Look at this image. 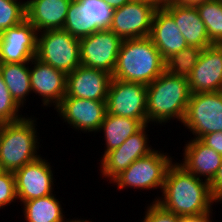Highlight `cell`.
<instances>
[{"mask_svg":"<svg viewBox=\"0 0 222 222\" xmlns=\"http://www.w3.org/2000/svg\"><path fill=\"white\" fill-rule=\"evenodd\" d=\"M122 39L109 28L79 39L80 63L113 74Z\"/></svg>","mask_w":222,"mask_h":222,"instance_id":"cell-9","label":"cell"},{"mask_svg":"<svg viewBox=\"0 0 222 222\" xmlns=\"http://www.w3.org/2000/svg\"><path fill=\"white\" fill-rule=\"evenodd\" d=\"M190 96L188 80L165 70L147 85V124L162 125L171 119L182 123Z\"/></svg>","mask_w":222,"mask_h":222,"instance_id":"cell-3","label":"cell"},{"mask_svg":"<svg viewBox=\"0 0 222 222\" xmlns=\"http://www.w3.org/2000/svg\"><path fill=\"white\" fill-rule=\"evenodd\" d=\"M80 8H85L87 21L97 29L110 27L113 9L104 0H79Z\"/></svg>","mask_w":222,"mask_h":222,"instance_id":"cell-28","label":"cell"},{"mask_svg":"<svg viewBox=\"0 0 222 222\" xmlns=\"http://www.w3.org/2000/svg\"><path fill=\"white\" fill-rule=\"evenodd\" d=\"M30 63H0V73L10 94L20 107L32 93L30 83Z\"/></svg>","mask_w":222,"mask_h":222,"instance_id":"cell-23","label":"cell"},{"mask_svg":"<svg viewBox=\"0 0 222 222\" xmlns=\"http://www.w3.org/2000/svg\"><path fill=\"white\" fill-rule=\"evenodd\" d=\"M183 162L180 164L186 171L211 182L221 165L222 155L204 144L200 139L193 138L185 145Z\"/></svg>","mask_w":222,"mask_h":222,"instance_id":"cell-20","label":"cell"},{"mask_svg":"<svg viewBox=\"0 0 222 222\" xmlns=\"http://www.w3.org/2000/svg\"><path fill=\"white\" fill-rule=\"evenodd\" d=\"M34 119V120H33ZM0 124V169L16 171L40 156L35 118Z\"/></svg>","mask_w":222,"mask_h":222,"instance_id":"cell-4","label":"cell"},{"mask_svg":"<svg viewBox=\"0 0 222 222\" xmlns=\"http://www.w3.org/2000/svg\"><path fill=\"white\" fill-rule=\"evenodd\" d=\"M63 29L78 39L97 31L91 22L87 21L85 8H80L79 0H73L70 3Z\"/></svg>","mask_w":222,"mask_h":222,"instance_id":"cell-27","label":"cell"},{"mask_svg":"<svg viewBox=\"0 0 222 222\" xmlns=\"http://www.w3.org/2000/svg\"><path fill=\"white\" fill-rule=\"evenodd\" d=\"M191 94L222 91V45L204 48L190 73Z\"/></svg>","mask_w":222,"mask_h":222,"instance_id":"cell-15","label":"cell"},{"mask_svg":"<svg viewBox=\"0 0 222 222\" xmlns=\"http://www.w3.org/2000/svg\"><path fill=\"white\" fill-rule=\"evenodd\" d=\"M156 9L153 4L131 0L113 10L109 29L122 40L149 37Z\"/></svg>","mask_w":222,"mask_h":222,"instance_id":"cell-10","label":"cell"},{"mask_svg":"<svg viewBox=\"0 0 222 222\" xmlns=\"http://www.w3.org/2000/svg\"><path fill=\"white\" fill-rule=\"evenodd\" d=\"M161 196L154 200L179 217L211 215L212 204L218 203L209 182L189 173L178 162L168 168Z\"/></svg>","mask_w":222,"mask_h":222,"instance_id":"cell-1","label":"cell"},{"mask_svg":"<svg viewBox=\"0 0 222 222\" xmlns=\"http://www.w3.org/2000/svg\"><path fill=\"white\" fill-rule=\"evenodd\" d=\"M195 6L211 43L222 45V0L204 1Z\"/></svg>","mask_w":222,"mask_h":222,"instance_id":"cell-25","label":"cell"},{"mask_svg":"<svg viewBox=\"0 0 222 222\" xmlns=\"http://www.w3.org/2000/svg\"><path fill=\"white\" fill-rule=\"evenodd\" d=\"M202 50L197 46H188L172 54L165 60V70L174 76L188 80Z\"/></svg>","mask_w":222,"mask_h":222,"instance_id":"cell-26","label":"cell"},{"mask_svg":"<svg viewBox=\"0 0 222 222\" xmlns=\"http://www.w3.org/2000/svg\"><path fill=\"white\" fill-rule=\"evenodd\" d=\"M32 0H27V1H24V4L27 5L29 2H31Z\"/></svg>","mask_w":222,"mask_h":222,"instance_id":"cell-41","label":"cell"},{"mask_svg":"<svg viewBox=\"0 0 222 222\" xmlns=\"http://www.w3.org/2000/svg\"><path fill=\"white\" fill-rule=\"evenodd\" d=\"M21 107L13 99L0 73V124L16 122L23 119L19 114Z\"/></svg>","mask_w":222,"mask_h":222,"instance_id":"cell-30","label":"cell"},{"mask_svg":"<svg viewBox=\"0 0 222 222\" xmlns=\"http://www.w3.org/2000/svg\"><path fill=\"white\" fill-rule=\"evenodd\" d=\"M112 75L80 65L66 77L65 97L106 101Z\"/></svg>","mask_w":222,"mask_h":222,"instance_id":"cell-16","label":"cell"},{"mask_svg":"<svg viewBox=\"0 0 222 222\" xmlns=\"http://www.w3.org/2000/svg\"><path fill=\"white\" fill-rule=\"evenodd\" d=\"M212 196L222 203V160L221 165L212 181L209 183Z\"/></svg>","mask_w":222,"mask_h":222,"instance_id":"cell-34","label":"cell"},{"mask_svg":"<svg viewBox=\"0 0 222 222\" xmlns=\"http://www.w3.org/2000/svg\"><path fill=\"white\" fill-rule=\"evenodd\" d=\"M71 128L78 131L99 132L107 113L106 101H94L75 97H64L54 108Z\"/></svg>","mask_w":222,"mask_h":222,"instance_id":"cell-14","label":"cell"},{"mask_svg":"<svg viewBox=\"0 0 222 222\" xmlns=\"http://www.w3.org/2000/svg\"><path fill=\"white\" fill-rule=\"evenodd\" d=\"M165 71V60L149 37L125 39L112 78L149 85Z\"/></svg>","mask_w":222,"mask_h":222,"instance_id":"cell-2","label":"cell"},{"mask_svg":"<svg viewBox=\"0 0 222 222\" xmlns=\"http://www.w3.org/2000/svg\"><path fill=\"white\" fill-rule=\"evenodd\" d=\"M73 0H32L26 5V19L37 32L63 29Z\"/></svg>","mask_w":222,"mask_h":222,"instance_id":"cell-21","label":"cell"},{"mask_svg":"<svg viewBox=\"0 0 222 222\" xmlns=\"http://www.w3.org/2000/svg\"><path fill=\"white\" fill-rule=\"evenodd\" d=\"M200 140L214 151L222 155V132L206 134L202 136Z\"/></svg>","mask_w":222,"mask_h":222,"instance_id":"cell-33","label":"cell"},{"mask_svg":"<svg viewBox=\"0 0 222 222\" xmlns=\"http://www.w3.org/2000/svg\"><path fill=\"white\" fill-rule=\"evenodd\" d=\"M21 204L27 222H63L66 219L62 206L54 194Z\"/></svg>","mask_w":222,"mask_h":222,"instance_id":"cell-24","label":"cell"},{"mask_svg":"<svg viewBox=\"0 0 222 222\" xmlns=\"http://www.w3.org/2000/svg\"><path fill=\"white\" fill-rule=\"evenodd\" d=\"M35 27L25 19L0 34V63H30L37 53Z\"/></svg>","mask_w":222,"mask_h":222,"instance_id":"cell-12","label":"cell"},{"mask_svg":"<svg viewBox=\"0 0 222 222\" xmlns=\"http://www.w3.org/2000/svg\"><path fill=\"white\" fill-rule=\"evenodd\" d=\"M210 216L212 218V215L179 217L178 222H212Z\"/></svg>","mask_w":222,"mask_h":222,"instance_id":"cell-35","label":"cell"},{"mask_svg":"<svg viewBox=\"0 0 222 222\" xmlns=\"http://www.w3.org/2000/svg\"><path fill=\"white\" fill-rule=\"evenodd\" d=\"M30 83L32 92L42 98V105L56 108L66 94L67 75L36 57L30 61ZM53 103V104H52Z\"/></svg>","mask_w":222,"mask_h":222,"instance_id":"cell-17","label":"cell"},{"mask_svg":"<svg viewBox=\"0 0 222 222\" xmlns=\"http://www.w3.org/2000/svg\"><path fill=\"white\" fill-rule=\"evenodd\" d=\"M176 0H157V8L162 7L164 4L169 2H175Z\"/></svg>","mask_w":222,"mask_h":222,"instance_id":"cell-38","label":"cell"},{"mask_svg":"<svg viewBox=\"0 0 222 222\" xmlns=\"http://www.w3.org/2000/svg\"><path fill=\"white\" fill-rule=\"evenodd\" d=\"M134 1L146 2V3H149V4H153L157 7V0H134Z\"/></svg>","mask_w":222,"mask_h":222,"instance_id":"cell-40","label":"cell"},{"mask_svg":"<svg viewBox=\"0 0 222 222\" xmlns=\"http://www.w3.org/2000/svg\"><path fill=\"white\" fill-rule=\"evenodd\" d=\"M113 10L122 7L131 0H104Z\"/></svg>","mask_w":222,"mask_h":222,"instance_id":"cell-36","label":"cell"},{"mask_svg":"<svg viewBox=\"0 0 222 222\" xmlns=\"http://www.w3.org/2000/svg\"><path fill=\"white\" fill-rule=\"evenodd\" d=\"M149 38L164 60L188 47L173 17L163 7L154 13Z\"/></svg>","mask_w":222,"mask_h":222,"instance_id":"cell-19","label":"cell"},{"mask_svg":"<svg viewBox=\"0 0 222 222\" xmlns=\"http://www.w3.org/2000/svg\"><path fill=\"white\" fill-rule=\"evenodd\" d=\"M182 124L197 139L222 132V91L191 94Z\"/></svg>","mask_w":222,"mask_h":222,"instance_id":"cell-7","label":"cell"},{"mask_svg":"<svg viewBox=\"0 0 222 222\" xmlns=\"http://www.w3.org/2000/svg\"><path fill=\"white\" fill-rule=\"evenodd\" d=\"M144 125L136 119L106 113L99 132L103 130L106 150L103 156L121 146L126 139L138 132Z\"/></svg>","mask_w":222,"mask_h":222,"instance_id":"cell-22","label":"cell"},{"mask_svg":"<svg viewBox=\"0 0 222 222\" xmlns=\"http://www.w3.org/2000/svg\"><path fill=\"white\" fill-rule=\"evenodd\" d=\"M147 126L148 124L144 125L138 132L129 136L118 148L111 150L103 157L101 156V176L107 177L111 182L135 160L145 157L155 150L148 144Z\"/></svg>","mask_w":222,"mask_h":222,"instance_id":"cell-11","label":"cell"},{"mask_svg":"<svg viewBox=\"0 0 222 222\" xmlns=\"http://www.w3.org/2000/svg\"><path fill=\"white\" fill-rule=\"evenodd\" d=\"M51 165L40 156L14 171L17 199L22 203L53 194L54 176Z\"/></svg>","mask_w":222,"mask_h":222,"instance_id":"cell-13","label":"cell"},{"mask_svg":"<svg viewBox=\"0 0 222 222\" xmlns=\"http://www.w3.org/2000/svg\"><path fill=\"white\" fill-rule=\"evenodd\" d=\"M107 113L139 120L147 124V85L112 78L107 99Z\"/></svg>","mask_w":222,"mask_h":222,"instance_id":"cell-8","label":"cell"},{"mask_svg":"<svg viewBox=\"0 0 222 222\" xmlns=\"http://www.w3.org/2000/svg\"><path fill=\"white\" fill-rule=\"evenodd\" d=\"M17 200L15 177L12 171L0 172V209Z\"/></svg>","mask_w":222,"mask_h":222,"instance_id":"cell-31","label":"cell"},{"mask_svg":"<svg viewBox=\"0 0 222 222\" xmlns=\"http://www.w3.org/2000/svg\"><path fill=\"white\" fill-rule=\"evenodd\" d=\"M151 203L148 205L146 214L141 222H178L179 216L164 209L154 200Z\"/></svg>","mask_w":222,"mask_h":222,"instance_id":"cell-32","label":"cell"},{"mask_svg":"<svg viewBox=\"0 0 222 222\" xmlns=\"http://www.w3.org/2000/svg\"><path fill=\"white\" fill-rule=\"evenodd\" d=\"M35 57L67 75L81 65L79 39L64 29L39 32Z\"/></svg>","mask_w":222,"mask_h":222,"instance_id":"cell-6","label":"cell"},{"mask_svg":"<svg viewBox=\"0 0 222 222\" xmlns=\"http://www.w3.org/2000/svg\"><path fill=\"white\" fill-rule=\"evenodd\" d=\"M26 19V5L18 0H0V34Z\"/></svg>","mask_w":222,"mask_h":222,"instance_id":"cell-29","label":"cell"},{"mask_svg":"<svg viewBox=\"0 0 222 222\" xmlns=\"http://www.w3.org/2000/svg\"><path fill=\"white\" fill-rule=\"evenodd\" d=\"M209 1V0H176L175 2L187 5H195L200 2Z\"/></svg>","mask_w":222,"mask_h":222,"instance_id":"cell-37","label":"cell"},{"mask_svg":"<svg viewBox=\"0 0 222 222\" xmlns=\"http://www.w3.org/2000/svg\"><path fill=\"white\" fill-rule=\"evenodd\" d=\"M63 222H92V221L83 220V219H82V220H80V219H78V220H77V219H72V220L70 219V220H69V218H68V219H66V220L64 219Z\"/></svg>","mask_w":222,"mask_h":222,"instance_id":"cell-39","label":"cell"},{"mask_svg":"<svg viewBox=\"0 0 222 222\" xmlns=\"http://www.w3.org/2000/svg\"><path fill=\"white\" fill-rule=\"evenodd\" d=\"M162 7L173 17L188 46L204 49L213 45L195 5L169 2Z\"/></svg>","mask_w":222,"mask_h":222,"instance_id":"cell-18","label":"cell"},{"mask_svg":"<svg viewBox=\"0 0 222 222\" xmlns=\"http://www.w3.org/2000/svg\"><path fill=\"white\" fill-rule=\"evenodd\" d=\"M154 150L149 155L135 160L126 170L117 175L111 182L120 190L136 188L144 190H163L168 168L174 163L172 157Z\"/></svg>","mask_w":222,"mask_h":222,"instance_id":"cell-5","label":"cell"}]
</instances>
